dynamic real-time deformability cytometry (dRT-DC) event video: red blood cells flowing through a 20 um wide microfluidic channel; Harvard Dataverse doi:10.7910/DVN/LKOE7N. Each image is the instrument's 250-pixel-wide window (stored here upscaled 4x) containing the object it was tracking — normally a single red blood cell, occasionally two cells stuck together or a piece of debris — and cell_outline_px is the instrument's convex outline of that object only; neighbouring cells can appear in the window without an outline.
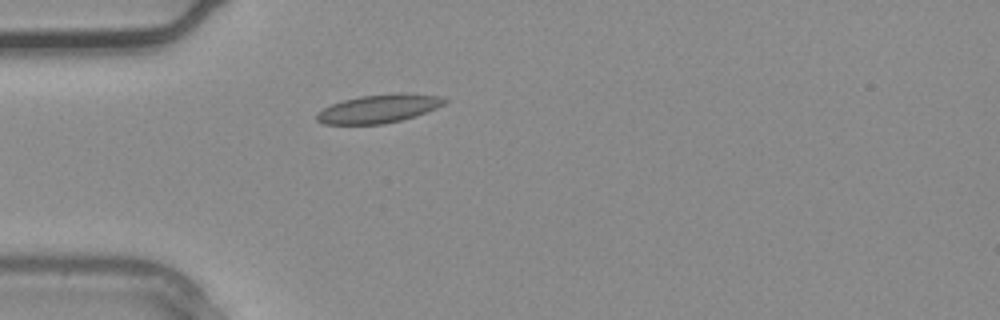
{"species": "common noctule bat (a hibernating species)", "species_latin": "Nyctalus noctula", "temperature_condition": "warm", "stored_images_in_passage": 27, "camera_frame_rate_fps": 3000, "um_per_image_px": 0.085, "animal": {"sex": "male", "body_mass_g": 20.4}, "frame": {"image": 1, "passage_image": 1, "time_ms": 0.0, "image_size_px": [1000, 320], "cell_outline_px": [[448, 100], [444, 104], [436, 108], [416, 116], [384, 124], [324, 124], [316, 120], [316, 112], [332, 104], [344, 100], [360, 96], [396, 92], [440, 96]], "centroid_in_image_um": [32.19, 9.23], "position_along_channel_um": 52.8, "area_um2": 21.15}}
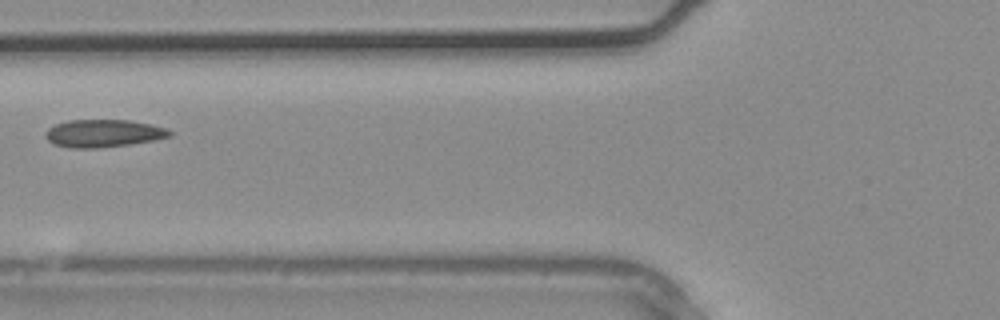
{"frame": {"image": 2, "passage_image": 5, "time_ms": 1.333, "image_size_px": [1000, 320], "cell_outline_px": [[172, 136], [132, 144], [100, 148], [72, 148], [52, 144], [44, 136], [44, 132], [48, 128], [56, 124], [68, 120], [128, 120], [148, 124], [164, 128], [172, 132]], "centroid_in_image_um": [8.73, 11.34], "position_along_channel_um": 117.1, "area_um2": 20.0}}